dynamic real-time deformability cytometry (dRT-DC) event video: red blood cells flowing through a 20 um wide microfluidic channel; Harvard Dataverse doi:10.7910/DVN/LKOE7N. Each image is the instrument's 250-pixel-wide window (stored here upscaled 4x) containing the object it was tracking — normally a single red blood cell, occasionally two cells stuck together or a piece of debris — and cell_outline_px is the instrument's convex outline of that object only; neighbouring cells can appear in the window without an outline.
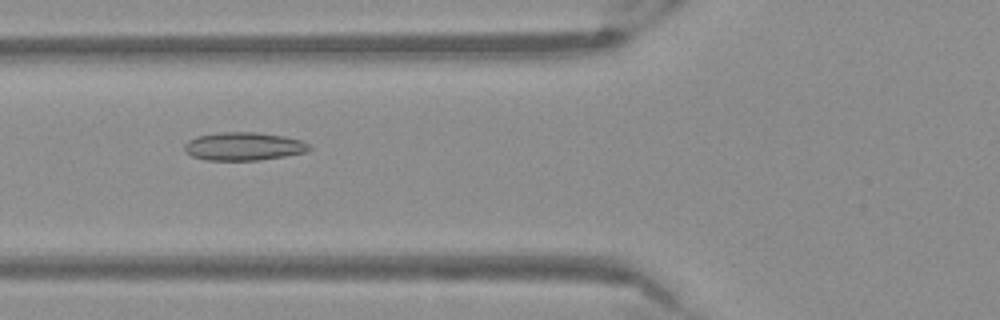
{"species": "Egyptian fruit bat (a non-hibernating species)", "species_latin": "Rousettus aegyptiacus", "temperature_condition": "warm", "stored_images_in_passage": 36, "camera_frame_rate_fps": 3000, "um_per_image_px": 0.085, "frame": {"image": 1, "passage_image": 4, "time_ms": 1.0, "image_size_px": [1000, 320], "cell_outline_px": [[312, 148], [308, 152], [260, 160], [208, 160], [192, 156], [184, 152], [184, 144], [188, 140], [196, 136], [220, 132], [256, 132], [284, 136], [300, 140], [308, 144]], "centroid_in_image_um": [20.7, 12.44], "position_along_channel_um": 105.1, "area_um2": 20.58}}
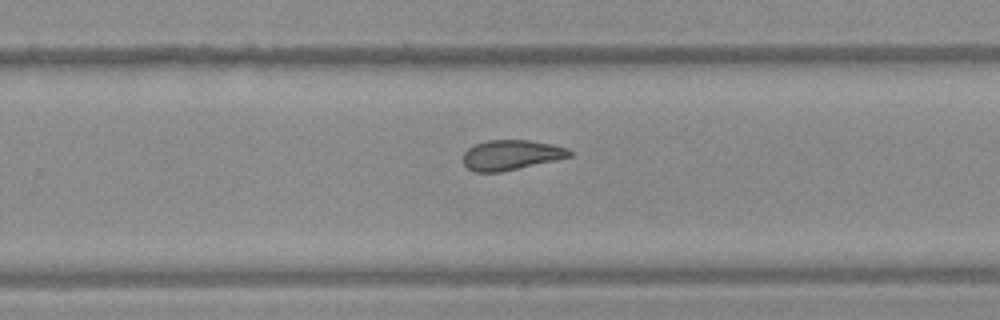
{"frame": {"image": 2, "passage_image": 18, "time_ms": 5.667, "image_size_px": [1000, 320], "cell_outline_px": [[572, 156], [500, 172], [472, 172], [464, 164], [464, 152], [468, 148], [476, 144], [488, 140], [528, 140], [552, 144], [568, 148], [572, 152]], "centroid_in_image_um": [43.44, 13.17], "position_along_channel_um": 286.4, "area_um2": 18.44}}
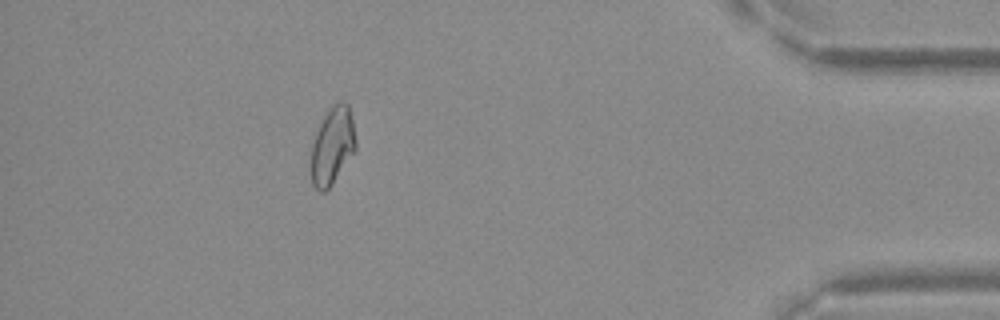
{"frame": {"image": 3, "passage_image": 31, "time_ms": 10.0, "image_size_px": [1000, 320], "cell_outline_px": [[356, 148], [332, 184], [324, 192], [320, 192], [312, 184], [312, 140], [320, 120], [328, 108], [332, 104], [340, 100], [344, 100], [348, 104], [352, 120], [356, 140]], "centroid_in_image_um": [28.24, 12.32], "position_along_channel_um": 407.0, "area_um2": 20.17}}